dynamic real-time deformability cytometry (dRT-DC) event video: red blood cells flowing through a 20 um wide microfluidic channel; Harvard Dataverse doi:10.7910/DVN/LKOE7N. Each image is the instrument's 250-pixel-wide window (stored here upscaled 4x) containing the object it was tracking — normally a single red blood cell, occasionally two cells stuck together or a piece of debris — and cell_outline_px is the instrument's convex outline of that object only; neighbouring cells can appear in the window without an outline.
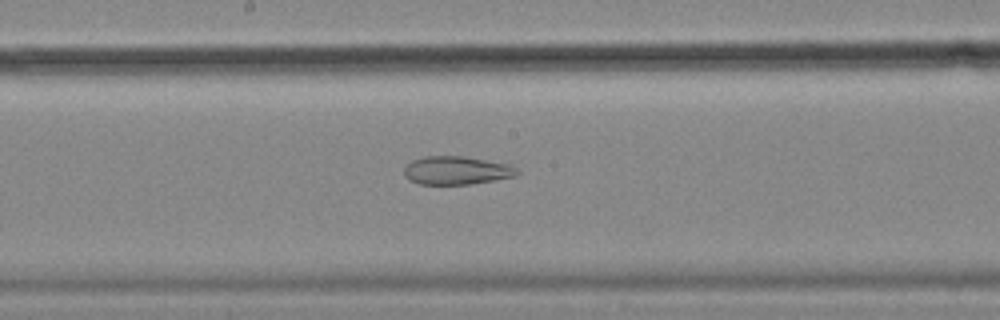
{"species": "common noctule bat (a hibernating species)", "species_latin": "Nyctalus noctula", "temperature_condition": "cold", "stored_images_in_passage": 57, "camera_frame_rate_fps": 3000, "um_per_image_px": 0.085, "animal": {"sex": "female", "body_mass_g": 18.4}, "frame": {"image": 1, "passage_image": 30, "time_ms": 9.667, "image_size_px": [1000, 320], "cell_outline_px": [[520, 172], [516, 176], [472, 184], [420, 184], [408, 180], [404, 176], [404, 168], [412, 160], [424, 156], [464, 156], [508, 164], [516, 168]], "centroid_in_image_um": [38.79, 14.49], "position_along_channel_um": 209.4, "area_um2": 18.67}}
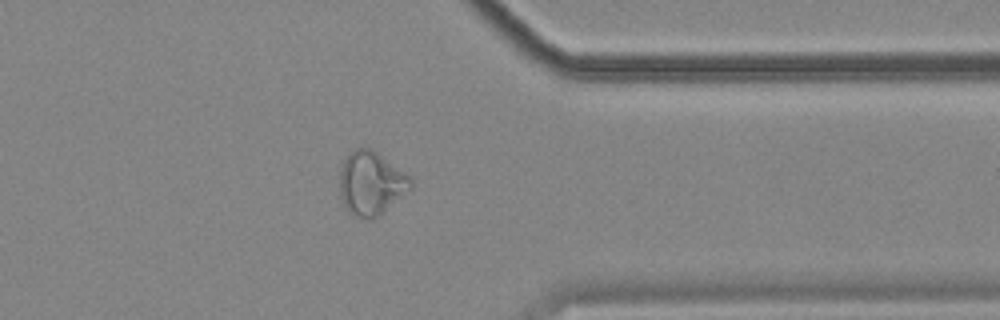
{"frame": {"image": 2, "passage_image": 45, "time_ms": 14.667, "image_size_px": [1000, 320], "cell_outline_px": [[412, 188], [372, 220], [356, 216], [348, 212], [344, 208], [340, 196], [340, 168], [344, 160], [356, 148], [372, 148], [404, 172], [412, 180]], "centroid_in_image_um": [31.52, 15.59], "position_along_channel_um": 379.9, "area_um2": 26.07}}
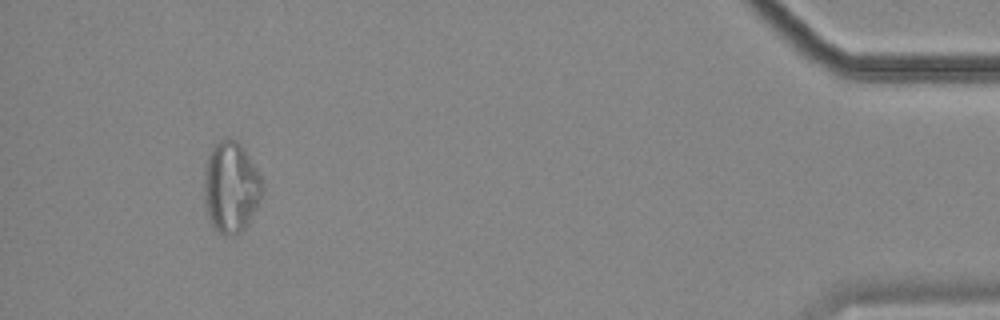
{"frame": {"image": 3, "passage_image": 53, "time_ms": 17.333, "image_size_px": [1000, 320], "cell_outline_px": [[264, 192], [256, 208], [244, 228], [240, 232], [224, 236], [212, 224], [208, 216], [204, 200], [204, 168], [208, 156], [212, 148], [220, 140], [236, 140], [244, 148], [264, 180]], "centroid_in_image_um": [19.65, 15.9], "position_along_channel_um": 415.6, "area_um2": 30.87}, "authors_computed_cell_mechanics": {"area_um2": 27.5128, "velocity_mm_per_s": 3.567, "shape_relaxation_time_tau1_ms": null, "shape_relaxation_time_tau2_ms": 3.0728, "deformation_change_tau1": null, "deformation_change_tau2": 0.1157}}